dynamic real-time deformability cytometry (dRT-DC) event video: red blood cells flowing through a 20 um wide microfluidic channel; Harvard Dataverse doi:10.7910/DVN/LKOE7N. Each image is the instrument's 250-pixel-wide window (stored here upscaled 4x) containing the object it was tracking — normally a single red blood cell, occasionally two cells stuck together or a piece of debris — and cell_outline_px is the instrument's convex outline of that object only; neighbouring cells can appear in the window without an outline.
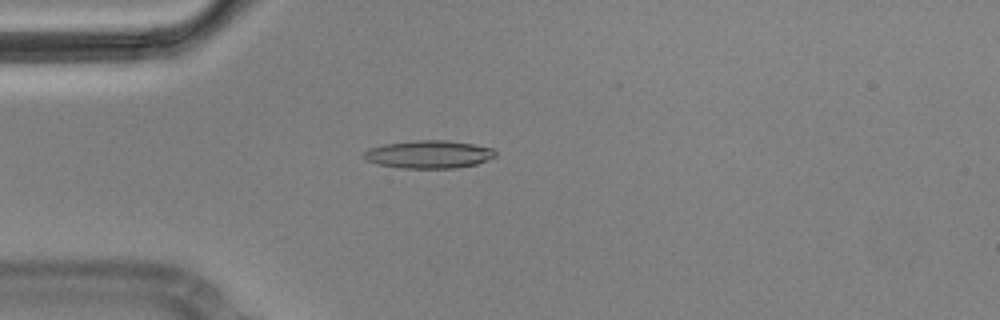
{"species": "Egyptian fruit bat (a non-hibernating species)", "species_latin": "Rousettus aegyptiacus", "temperature_condition": "cold", "stored_images_in_passage": 5, "camera_frame_rate_fps": 3000, "um_per_image_px": 0.085, "animal": {"sex": "male"}, "frame": {"image": 1, "passage_image": 4, "time_ms": 1.0, "image_size_px": [1000, 320], "cell_outline_px": [[496, 156], [476, 164], [456, 168], [400, 168], [380, 164], [368, 160], [364, 156], [364, 152], [368, 148], [384, 144], [416, 140], [448, 140], [472, 144], [492, 148], [496, 152]], "centroid_in_image_um": [36.47, 13.11], "position_along_channel_um": 48.5, "area_um2": 21.21}}